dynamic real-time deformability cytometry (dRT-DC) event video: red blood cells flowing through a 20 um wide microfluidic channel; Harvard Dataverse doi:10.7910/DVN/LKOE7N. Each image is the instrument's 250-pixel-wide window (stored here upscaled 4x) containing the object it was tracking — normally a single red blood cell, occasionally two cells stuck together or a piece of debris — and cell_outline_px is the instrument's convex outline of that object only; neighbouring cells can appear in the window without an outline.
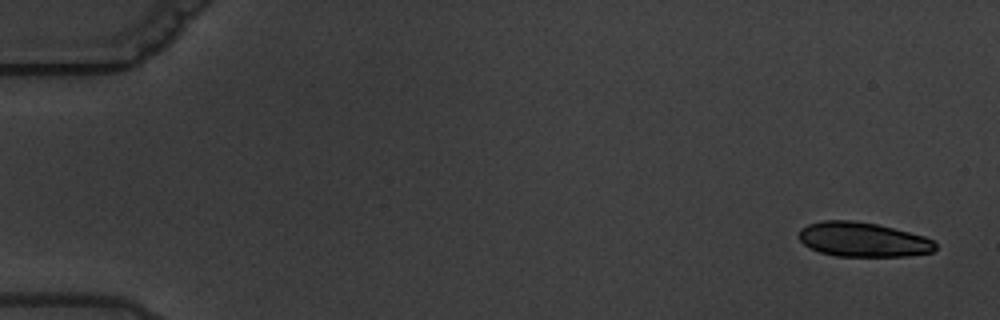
{"species": "common noctule bat (a hibernating species)", "species_latin": "Nyctalus noctula", "temperature_condition": "warm", "stored_images_in_passage": 7, "camera_frame_rate_fps": 3000, "um_per_image_px": 0.085, "animal": {"sex": "male", "body_mass_g": 19.5, "forearm_length_mm": 54.6}, "frame": {"image": 1, "passage_image": 1, "time_ms": 0.0, "image_size_px": [1000, 320], "cell_outline_px": [[936, 248], [932, 252], [908, 256], [836, 256], [820, 252], [804, 244], [800, 240], [800, 228], [808, 224], [820, 220], [852, 220], [876, 224], [924, 236], [932, 240], [936, 244]], "centroid_in_image_um": [73.34, 20.36], "position_along_channel_um": 11.7, "area_um2": 27.28}}